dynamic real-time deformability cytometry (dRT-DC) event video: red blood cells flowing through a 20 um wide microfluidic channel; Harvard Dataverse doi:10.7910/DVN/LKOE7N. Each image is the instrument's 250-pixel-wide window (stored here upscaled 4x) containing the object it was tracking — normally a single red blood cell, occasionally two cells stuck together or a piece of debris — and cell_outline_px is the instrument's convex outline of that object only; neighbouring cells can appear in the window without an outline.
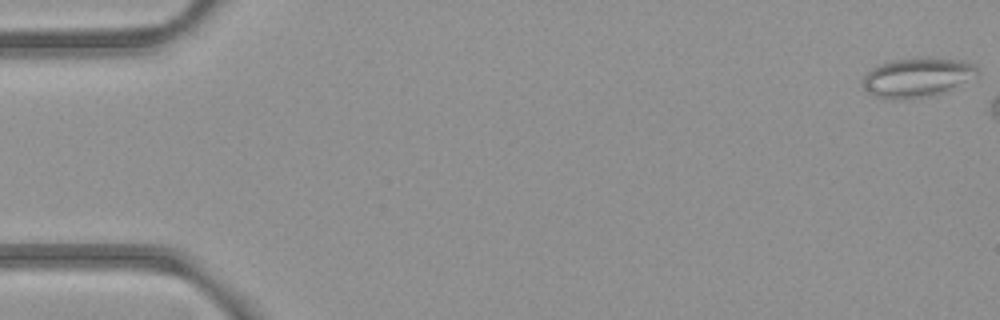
{"species": "common noctule bat (a hibernating species)", "species_latin": "Nyctalus noctula", "temperature_condition": "room temperature", "stored_images_in_passage": 7, "camera_frame_rate_fps": 3000, "um_per_image_px": 0.085, "animal": {"sex": "female", "body_mass_g": 21.9}, "frame": {"image": 1, "passage_image": 1, "time_ms": 0.0, "image_size_px": [1000, 320], "cell_outline_px": [[980, 72], [976, 76], [936, 96], [912, 100], [892, 100], [876, 96], [868, 92], [864, 88], [860, 80], [872, 68], [880, 64], [896, 60], [924, 56], [928, 56], [964, 60], [976, 64]], "centroid_in_image_um": [77.99, 6.58], "position_along_channel_um": 7.0, "area_um2": 27.05}}